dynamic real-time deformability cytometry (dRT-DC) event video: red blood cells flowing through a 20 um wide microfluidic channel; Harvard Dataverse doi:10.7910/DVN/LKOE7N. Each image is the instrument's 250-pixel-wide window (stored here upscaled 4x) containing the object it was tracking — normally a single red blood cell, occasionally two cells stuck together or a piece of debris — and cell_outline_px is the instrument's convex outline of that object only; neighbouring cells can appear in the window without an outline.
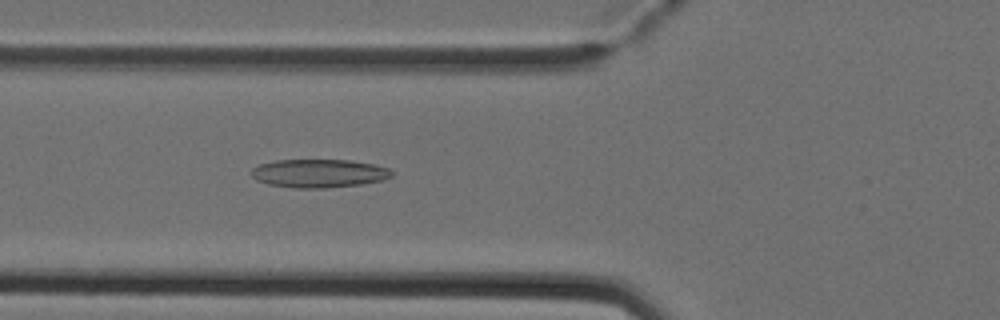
{"species": "Egyptian fruit bat (a non-hibernating species)", "species_latin": "Rousettus aegyptiacus", "temperature_condition": "cold", "stored_images_in_passage": 32, "camera_frame_rate_fps": 3000, "um_per_image_px": 0.085, "animal": {"sex": "female"}, "frame": {"image": 1, "passage_image": 13, "time_ms": 4.0, "image_size_px": [1000, 320], "cell_outline_px": [[392, 176], [384, 180], [360, 184], [324, 188], [292, 188], [268, 184], [256, 180], [252, 176], [252, 168], [260, 164], [276, 160], [352, 160], [372, 164], [388, 168], [392, 172]], "centroid_in_image_um": [27.1, 14.73], "position_along_channel_um": 98.7, "area_um2": 23.18}}
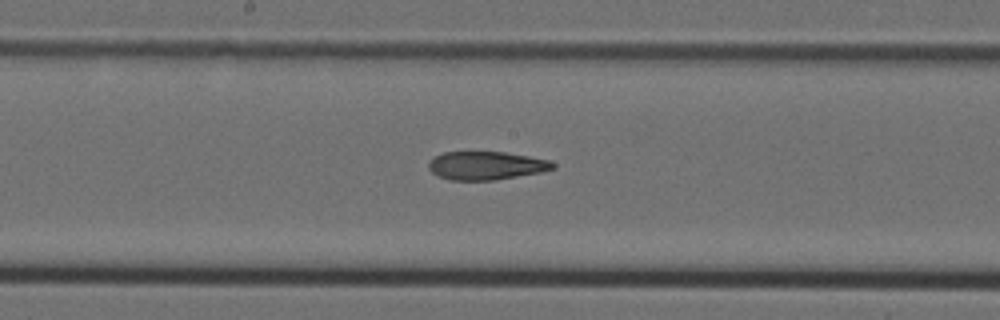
{"frame": {"image": 2, "passage_image": 21, "time_ms": 6.667, "image_size_px": [1000, 320], "cell_outline_px": [[556, 168], [540, 172], [496, 180], [448, 180], [432, 172], [428, 168], [428, 164], [436, 156], [444, 152], [504, 152], [528, 156], [548, 160], [556, 164]], "centroid_in_image_um": [41.34, 14.08], "position_along_channel_um": 206.9, "area_um2": 20.35}}
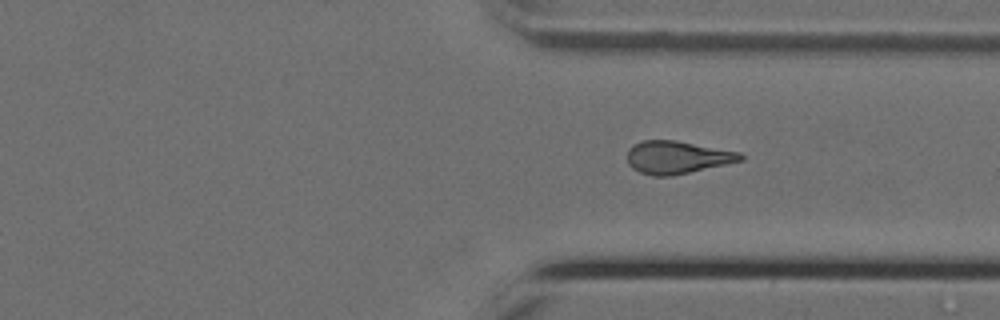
{"frame": {"image": 3, "passage_image": 32, "time_ms": 10.333, "image_size_px": [1000, 320], "cell_outline_px": [[744, 160], [672, 176], [652, 176], [640, 172], [632, 168], [628, 164], [628, 148], [632, 144], [644, 140], [676, 140], [740, 152], [744, 156]], "centroid_in_image_um": [57.54, 13.37], "position_along_channel_um": 353.9, "area_um2": 21.68}}